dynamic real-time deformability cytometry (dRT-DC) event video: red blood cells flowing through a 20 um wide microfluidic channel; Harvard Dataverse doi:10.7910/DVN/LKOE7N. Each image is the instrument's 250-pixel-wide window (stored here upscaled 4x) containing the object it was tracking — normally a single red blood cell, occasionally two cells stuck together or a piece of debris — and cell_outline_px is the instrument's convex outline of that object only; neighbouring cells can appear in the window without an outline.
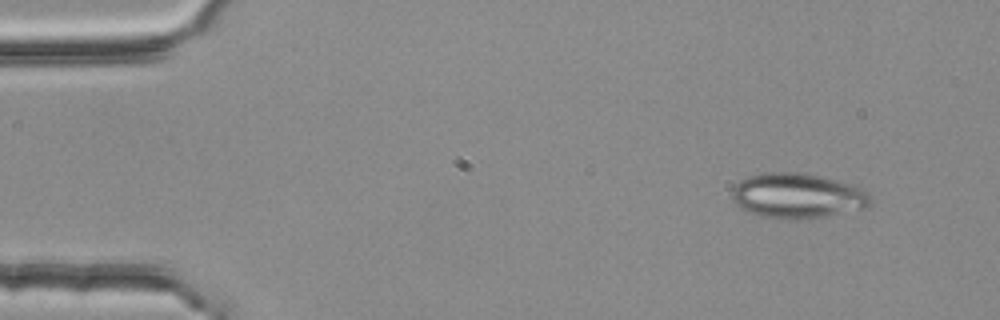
{"species": "common noctule bat (a hibernating species)", "species_latin": "Nyctalus noctula", "temperature_condition": "room temperature", "stored_images_in_passage": 2, "camera_frame_rate_fps": 3000, "um_per_image_px": 0.085, "animal": {"sex": "female", "body_mass_g": 25.1}, "frame": {"image": 1, "passage_image": 1, "time_ms": 0.0, "image_size_px": [1000, 320], "cell_outline_px": [[872, 200], [868, 208], [808, 220], [788, 220], [760, 216], [748, 212], [740, 208], [732, 200], [732, 188], [740, 180], [748, 176], [764, 172], [796, 172], [820, 176], [852, 184], [864, 188], [868, 192]], "centroid_in_image_um": [67.8, 16.66], "position_along_channel_um": 17.2, "area_um2": 37.17}}